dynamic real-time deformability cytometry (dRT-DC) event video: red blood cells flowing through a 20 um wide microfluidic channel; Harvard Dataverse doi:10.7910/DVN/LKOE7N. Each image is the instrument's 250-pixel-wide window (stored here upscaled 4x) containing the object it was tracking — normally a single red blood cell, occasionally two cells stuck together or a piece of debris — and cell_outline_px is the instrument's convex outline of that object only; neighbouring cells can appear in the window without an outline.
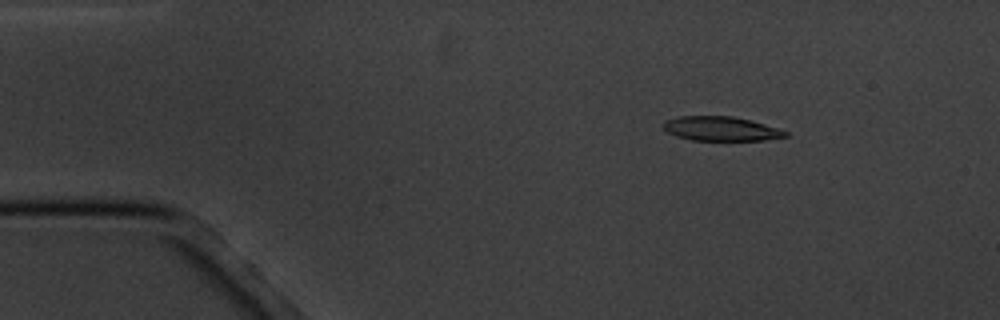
{"species": "common noctule bat (a hibernating species)", "species_latin": "Nyctalus noctula", "temperature_condition": "cold", "stored_images_in_passage": 5, "camera_frame_rate_fps": 3000, "um_per_image_px": 0.085, "animal": {"sex": "male", "body_mass_g": 20.1, "forearm_length_mm": 53.5}, "frame": {"image": 1, "passage_image": 3, "time_ms": 2.333, "image_size_px": [1000, 320], "cell_outline_px": [[788, 136], [764, 140], [692, 140], [676, 136], [668, 132], [664, 128], [664, 124], [668, 120], [680, 116], [732, 116], [752, 120], [780, 128], [788, 132]], "centroid_in_image_um": [61.35, 10.94], "position_along_channel_um": 23.7, "area_um2": 17.22}}